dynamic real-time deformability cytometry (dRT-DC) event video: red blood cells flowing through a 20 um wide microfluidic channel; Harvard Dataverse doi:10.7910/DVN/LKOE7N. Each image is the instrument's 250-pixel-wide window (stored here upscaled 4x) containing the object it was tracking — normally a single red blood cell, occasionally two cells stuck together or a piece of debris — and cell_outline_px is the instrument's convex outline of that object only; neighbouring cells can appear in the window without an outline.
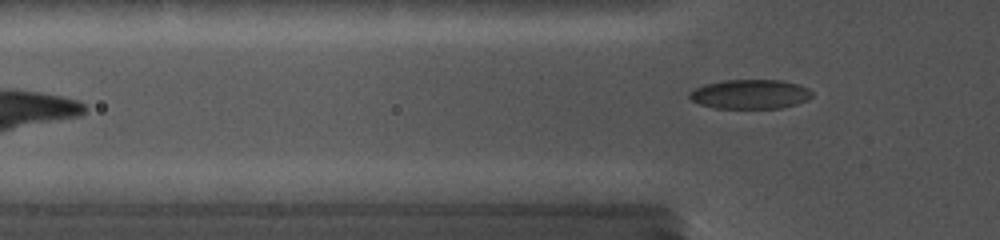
{"species": "common noctule bat (a hibernating species)", "species_latin": "Nyctalus noctula", "temperature_condition": "cold", "stored_images_in_passage": 69, "camera_frame_rate_fps": 5000, "um_per_image_px": 0.085, "animal": {"sex": "female", "body_mass_g": 19.0, "forearm_length_mm": 56.7}, "frame": {"image": 1, "passage_image": 12, "time_ms": 2.2, "image_size_px": [1000, 240], "cell_outline_px": [[800, 100], [792, 104], [780, 108], [716, 108], [692, 100], [692, 92], [700, 88], [712, 84], [736, 80], [768, 80], [788, 84]], "centroid_in_image_um": [63.43, 8.05], "position_along_channel_um": 62.4, "area_um2": 17.86}}
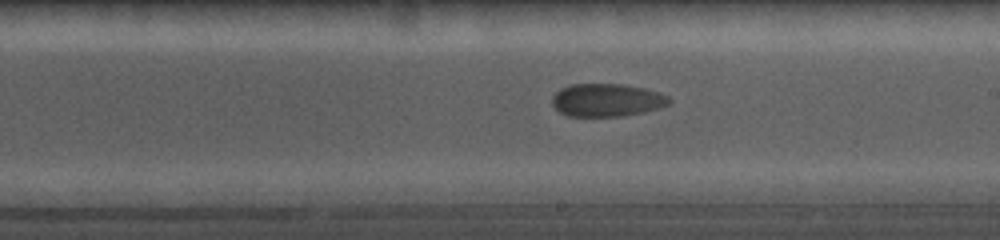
{"frame": {"image": 2, "passage_image": 36, "time_ms": 7.0, "image_size_px": [1000, 240], "cell_outline_px": [[668, 100], [664, 104], [644, 112], [624, 116], [568, 116], [560, 112], [552, 104], [552, 100], [564, 88], [572, 84], [616, 84], [636, 88], [660, 96]], "centroid_in_image_um": [51.42, 8.54], "position_along_channel_um": 237.6, "area_um2": 20.92}}
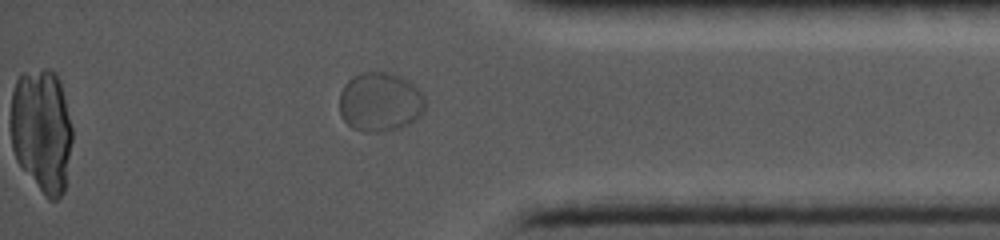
{"frame": {"image": 3, "passage_image": 59, "time_ms": 11.6, "image_size_px": [1000, 240], "cell_outline_px": [[424, 108], [408, 124], [392, 132], [360, 132], [352, 128], [344, 120], [340, 112], [340, 96], [348, 80], [356, 76], [368, 72], [384, 72], [396, 76], [408, 84], [412, 88], [424, 104]], "centroid_in_image_um": [32.2, 8.75], "position_along_channel_um": 403.0, "area_um2": 28.26}}